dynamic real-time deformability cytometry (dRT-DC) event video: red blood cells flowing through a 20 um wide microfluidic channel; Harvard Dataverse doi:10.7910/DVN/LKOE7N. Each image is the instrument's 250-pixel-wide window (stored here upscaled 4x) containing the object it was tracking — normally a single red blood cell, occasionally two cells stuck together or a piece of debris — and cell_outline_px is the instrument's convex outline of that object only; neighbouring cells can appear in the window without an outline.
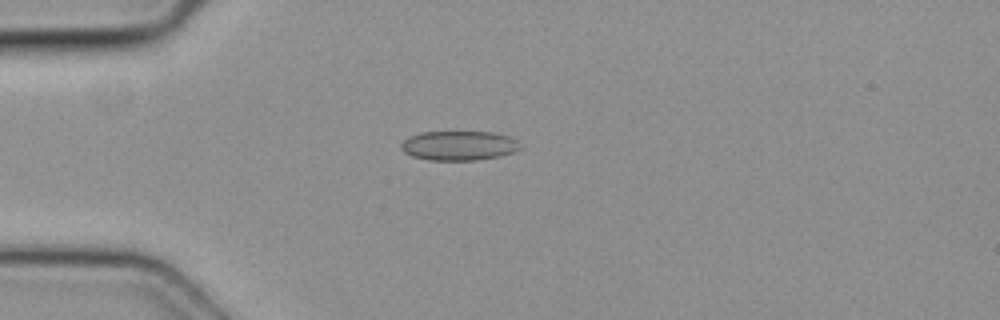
{"species": "common noctule bat (a hibernating species)", "species_latin": "Nyctalus noctula", "temperature_condition": "cold", "stored_images_in_passage": 5, "camera_frame_rate_fps": 3000, "um_per_image_px": 0.085, "animal": {"sex": "female", "body_mass_g": 19.3, "forearm_length_mm": 54.1}, "frame": {"image": 1, "passage_image": 4, "time_ms": 1.0, "image_size_px": [1000, 320], "cell_outline_px": [[520, 148], [512, 152], [496, 156], [476, 160], [428, 160], [412, 156], [404, 152], [400, 148], [400, 144], [408, 136], [420, 132], [492, 132], [508, 136], [516, 140]], "centroid_in_image_um": [38.93, 12.37], "position_along_channel_um": 46.1, "area_um2": 20.29}}